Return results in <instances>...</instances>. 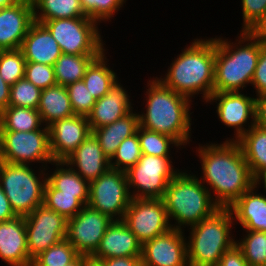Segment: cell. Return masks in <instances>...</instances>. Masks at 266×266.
I'll return each mask as SVG.
<instances>
[{"label": "cell", "instance_id": "obj_1", "mask_svg": "<svg viewBox=\"0 0 266 266\" xmlns=\"http://www.w3.org/2000/svg\"><path fill=\"white\" fill-rule=\"evenodd\" d=\"M196 152L202 163L203 176L200 180L203 184L207 183L210 194L213 190L212 199L220 208H229L254 185V178L237 141L199 145Z\"/></svg>", "mask_w": 266, "mask_h": 266}, {"label": "cell", "instance_id": "obj_2", "mask_svg": "<svg viewBox=\"0 0 266 266\" xmlns=\"http://www.w3.org/2000/svg\"><path fill=\"white\" fill-rule=\"evenodd\" d=\"M214 71L215 38H197L172 61L165 77L158 79L190 100L200 93L206 103L214 92Z\"/></svg>", "mask_w": 266, "mask_h": 266}, {"label": "cell", "instance_id": "obj_3", "mask_svg": "<svg viewBox=\"0 0 266 266\" xmlns=\"http://www.w3.org/2000/svg\"><path fill=\"white\" fill-rule=\"evenodd\" d=\"M146 110L139 114V126L172 137L180 146L191 138V101L165 86L158 77L147 83Z\"/></svg>", "mask_w": 266, "mask_h": 266}, {"label": "cell", "instance_id": "obj_4", "mask_svg": "<svg viewBox=\"0 0 266 266\" xmlns=\"http://www.w3.org/2000/svg\"><path fill=\"white\" fill-rule=\"evenodd\" d=\"M239 35L240 40L237 39L236 43L215 37L214 92H242L251 84L261 52V41L247 31H240Z\"/></svg>", "mask_w": 266, "mask_h": 266}, {"label": "cell", "instance_id": "obj_5", "mask_svg": "<svg viewBox=\"0 0 266 266\" xmlns=\"http://www.w3.org/2000/svg\"><path fill=\"white\" fill-rule=\"evenodd\" d=\"M196 174L179 171L168 183L163 200L173 229L191 227L211 216L220 207ZM185 226V227H184Z\"/></svg>", "mask_w": 266, "mask_h": 266}, {"label": "cell", "instance_id": "obj_6", "mask_svg": "<svg viewBox=\"0 0 266 266\" xmlns=\"http://www.w3.org/2000/svg\"><path fill=\"white\" fill-rule=\"evenodd\" d=\"M234 217L230 208H219L211 216L192 225L187 241L189 266H215L236 242L231 236Z\"/></svg>", "mask_w": 266, "mask_h": 266}, {"label": "cell", "instance_id": "obj_7", "mask_svg": "<svg viewBox=\"0 0 266 266\" xmlns=\"http://www.w3.org/2000/svg\"><path fill=\"white\" fill-rule=\"evenodd\" d=\"M29 166L0 161V186L17 216L25 217L43 204L48 165H42L39 175Z\"/></svg>", "mask_w": 266, "mask_h": 266}, {"label": "cell", "instance_id": "obj_8", "mask_svg": "<svg viewBox=\"0 0 266 266\" xmlns=\"http://www.w3.org/2000/svg\"><path fill=\"white\" fill-rule=\"evenodd\" d=\"M42 24L64 54L100 55L106 50L98 24L88 17L47 20Z\"/></svg>", "mask_w": 266, "mask_h": 266}, {"label": "cell", "instance_id": "obj_9", "mask_svg": "<svg viewBox=\"0 0 266 266\" xmlns=\"http://www.w3.org/2000/svg\"><path fill=\"white\" fill-rule=\"evenodd\" d=\"M0 161L22 165L54 163L48 127L29 132L0 131Z\"/></svg>", "mask_w": 266, "mask_h": 266}, {"label": "cell", "instance_id": "obj_10", "mask_svg": "<svg viewBox=\"0 0 266 266\" xmlns=\"http://www.w3.org/2000/svg\"><path fill=\"white\" fill-rule=\"evenodd\" d=\"M170 159L142 154L139 161L126 172L131 198L163 199L168 183L180 171L173 167Z\"/></svg>", "mask_w": 266, "mask_h": 266}, {"label": "cell", "instance_id": "obj_11", "mask_svg": "<svg viewBox=\"0 0 266 266\" xmlns=\"http://www.w3.org/2000/svg\"><path fill=\"white\" fill-rule=\"evenodd\" d=\"M130 201L128 179L124 171L109 168L103 175L89 182L87 205L113 220H123Z\"/></svg>", "mask_w": 266, "mask_h": 266}, {"label": "cell", "instance_id": "obj_12", "mask_svg": "<svg viewBox=\"0 0 266 266\" xmlns=\"http://www.w3.org/2000/svg\"><path fill=\"white\" fill-rule=\"evenodd\" d=\"M122 221L142 244L172 229L163 199L131 198Z\"/></svg>", "mask_w": 266, "mask_h": 266}, {"label": "cell", "instance_id": "obj_13", "mask_svg": "<svg viewBox=\"0 0 266 266\" xmlns=\"http://www.w3.org/2000/svg\"><path fill=\"white\" fill-rule=\"evenodd\" d=\"M24 219L31 260L66 238L68 220L44 204L38 206Z\"/></svg>", "mask_w": 266, "mask_h": 266}, {"label": "cell", "instance_id": "obj_14", "mask_svg": "<svg viewBox=\"0 0 266 266\" xmlns=\"http://www.w3.org/2000/svg\"><path fill=\"white\" fill-rule=\"evenodd\" d=\"M114 220L89 205L68 219L66 239L80 255L90 257Z\"/></svg>", "mask_w": 266, "mask_h": 266}, {"label": "cell", "instance_id": "obj_15", "mask_svg": "<svg viewBox=\"0 0 266 266\" xmlns=\"http://www.w3.org/2000/svg\"><path fill=\"white\" fill-rule=\"evenodd\" d=\"M255 100L256 98L244 95L241 91L213 92L206 103H217L216 112L221 123L235 128V139L233 136L229 141H238L255 125ZM250 118H252L251 124L248 122ZM247 123L249 127L246 129L244 126Z\"/></svg>", "mask_w": 266, "mask_h": 266}, {"label": "cell", "instance_id": "obj_16", "mask_svg": "<svg viewBox=\"0 0 266 266\" xmlns=\"http://www.w3.org/2000/svg\"><path fill=\"white\" fill-rule=\"evenodd\" d=\"M184 230L171 229L142 244L143 266H189Z\"/></svg>", "mask_w": 266, "mask_h": 266}, {"label": "cell", "instance_id": "obj_17", "mask_svg": "<svg viewBox=\"0 0 266 266\" xmlns=\"http://www.w3.org/2000/svg\"><path fill=\"white\" fill-rule=\"evenodd\" d=\"M54 161H64L92 133L87 116L73 115L48 126Z\"/></svg>", "mask_w": 266, "mask_h": 266}, {"label": "cell", "instance_id": "obj_18", "mask_svg": "<svg viewBox=\"0 0 266 266\" xmlns=\"http://www.w3.org/2000/svg\"><path fill=\"white\" fill-rule=\"evenodd\" d=\"M32 0H21L0 9V50L20 49L28 29L34 22Z\"/></svg>", "mask_w": 266, "mask_h": 266}, {"label": "cell", "instance_id": "obj_19", "mask_svg": "<svg viewBox=\"0 0 266 266\" xmlns=\"http://www.w3.org/2000/svg\"><path fill=\"white\" fill-rule=\"evenodd\" d=\"M141 253L142 243L135 234L122 220H114L89 258L99 261L114 257H141Z\"/></svg>", "mask_w": 266, "mask_h": 266}, {"label": "cell", "instance_id": "obj_20", "mask_svg": "<svg viewBox=\"0 0 266 266\" xmlns=\"http://www.w3.org/2000/svg\"><path fill=\"white\" fill-rule=\"evenodd\" d=\"M0 258L10 266H31L24 216L0 222Z\"/></svg>", "mask_w": 266, "mask_h": 266}, {"label": "cell", "instance_id": "obj_21", "mask_svg": "<svg viewBox=\"0 0 266 266\" xmlns=\"http://www.w3.org/2000/svg\"><path fill=\"white\" fill-rule=\"evenodd\" d=\"M64 163L88 182L97 179L111 168L109 158L103 153L93 133H90Z\"/></svg>", "mask_w": 266, "mask_h": 266}, {"label": "cell", "instance_id": "obj_22", "mask_svg": "<svg viewBox=\"0 0 266 266\" xmlns=\"http://www.w3.org/2000/svg\"><path fill=\"white\" fill-rule=\"evenodd\" d=\"M119 81L100 99H97L87 120L91 131L106 126L127 115L134 108L130 96Z\"/></svg>", "mask_w": 266, "mask_h": 266}, {"label": "cell", "instance_id": "obj_23", "mask_svg": "<svg viewBox=\"0 0 266 266\" xmlns=\"http://www.w3.org/2000/svg\"><path fill=\"white\" fill-rule=\"evenodd\" d=\"M26 62L41 63L54 66L62 55L60 46L50 31L42 24L34 21L28 29L20 48Z\"/></svg>", "mask_w": 266, "mask_h": 266}, {"label": "cell", "instance_id": "obj_24", "mask_svg": "<svg viewBox=\"0 0 266 266\" xmlns=\"http://www.w3.org/2000/svg\"><path fill=\"white\" fill-rule=\"evenodd\" d=\"M255 190L253 185L229 208L244 230L266 232V196Z\"/></svg>", "mask_w": 266, "mask_h": 266}, {"label": "cell", "instance_id": "obj_25", "mask_svg": "<svg viewBox=\"0 0 266 266\" xmlns=\"http://www.w3.org/2000/svg\"><path fill=\"white\" fill-rule=\"evenodd\" d=\"M138 127L139 113H133L132 110L117 121L92 130V133L97 138L103 153L111 160L120 143L135 134Z\"/></svg>", "mask_w": 266, "mask_h": 266}, {"label": "cell", "instance_id": "obj_26", "mask_svg": "<svg viewBox=\"0 0 266 266\" xmlns=\"http://www.w3.org/2000/svg\"><path fill=\"white\" fill-rule=\"evenodd\" d=\"M37 110L42 123L47 127L57 120L75 115L67 88L62 85L43 89Z\"/></svg>", "mask_w": 266, "mask_h": 266}, {"label": "cell", "instance_id": "obj_27", "mask_svg": "<svg viewBox=\"0 0 266 266\" xmlns=\"http://www.w3.org/2000/svg\"><path fill=\"white\" fill-rule=\"evenodd\" d=\"M52 175L47 172V181L60 194L75 195L84 205L89 199V182L84 180L77 172L71 169L64 161H56ZM64 166H66L64 168Z\"/></svg>", "mask_w": 266, "mask_h": 266}, {"label": "cell", "instance_id": "obj_28", "mask_svg": "<svg viewBox=\"0 0 266 266\" xmlns=\"http://www.w3.org/2000/svg\"><path fill=\"white\" fill-rule=\"evenodd\" d=\"M237 142L253 178L266 170V129L255 124Z\"/></svg>", "mask_w": 266, "mask_h": 266}, {"label": "cell", "instance_id": "obj_29", "mask_svg": "<svg viewBox=\"0 0 266 266\" xmlns=\"http://www.w3.org/2000/svg\"><path fill=\"white\" fill-rule=\"evenodd\" d=\"M105 51L90 63L82 79L96 100L108 93L113 85L118 82L116 73L107 64L108 59L105 56Z\"/></svg>", "mask_w": 266, "mask_h": 266}, {"label": "cell", "instance_id": "obj_30", "mask_svg": "<svg viewBox=\"0 0 266 266\" xmlns=\"http://www.w3.org/2000/svg\"><path fill=\"white\" fill-rule=\"evenodd\" d=\"M34 21L87 17L80 0H32ZM40 11V12H39Z\"/></svg>", "mask_w": 266, "mask_h": 266}, {"label": "cell", "instance_id": "obj_31", "mask_svg": "<svg viewBox=\"0 0 266 266\" xmlns=\"http://www.w3.org/2000/svg\"><path fill=\"white\" fill-rule=\"evenodd\" d=\"M98 56L62 53L54 64L57 85L67 87L70 84L81 81L85 75L86 68Z\"/></svg>", "mask_w": 266, "mask_h": 266}, {"label": "cell", "instance_id": "obj_32", "mask_svg": "<svg viewBox=\"0 0 266 266\" xmlns=\"http://www.w3.org/2000/svg\"><path fill=\"white\" fill-rule=\"evenodd\" d=\"M40 113L37 109L22 106H8L0 114V131L29 132L41 129Z\"/></svg>", "mask_w": 266, "mask_h": 266}, {"label": "cell", "instance_id": "obj_33", "mask_svg": "<svg viewBox=\"0 0 266 266\" xmlns=\"http://www.w3.org/2000/svg\"><path fill=\"white\" fill-rule=\"evenodd\" d=\"M43 204L67 220L85 206L75 195L60 194V190L55 189L48 181L44 186Z\"/></svg>", "mask_w": 266, "mask_h": 266}, {"label": "cell", "instance_id": "obj_34", "mask_svg": "<svg viewBox=\"0 0 266 266\" xmlns=\"http://www.w3.org/2000/svg\"><path fill=\"white\" fill-rule=\"evenodd\" d=\"M241 240L235 244L243 252L249 266H266V232L248 231Z\"/></svg>", "mask_w": 266, "mask_h": 266}, {"label": "cell", "instance_id": "obj_35", "mask_svg": "<svg viewBox=\"0 0 266 266\" xmlns=\"http://www.w3.org/2000/svg\"><path fill=\"white\" fill-rule=\"evenodd\" d=\"M79 255L73 245L65 238L36 256L32 260L31 266H66Z\"/></svg>", "mask_w": 266, "mask_h": 266}, {"label": "cell", "instance_id": "obj_36", "mask_svg": "<svg viewBox=\"0 0 266 266\" xmlns=\"http://www.w3.org/2000/svg\"><path fill=\"white\" fill-rule=\"evenodd\" d=\"M138 138L142 154L170 157V146L181 147L172 137L138 127Z\"/></svg>", "mask_w": 266, "mask_h": 266}, {"label": "cell", "instance_id": "obj_37", "mask_svg": "<svg viewBox=\"0 0 266 266\" xmlns=\"http://www.w3.org/2000/svg\"><path fill=\"white\" fill-rule=\"evenodd\" d=\"M141 156L142 151L137 129L135 134L127 137L120 143L115 155L110 160V167L127 172L139 161Z\"/></svg>", "mask_w": 266, "mask_h": 266}, {"label": "cell", "instance_id": "obj_38", "mask_svg": "<svg viewBox=\"0 0 266 266\" xmlns=\"http://www.w3.org/2000/svg\"><path fill=\"white\" fill-rule=\"evenodd\" d=\"M25 65L21 49L0 50V75L10 86L25 78Z\"/></svg>", "mask_w": 266, "mask_h": 266}, {"label": "cell", "instance_id": "obj_39", "mask_svg": "<svg viewBox=\"0 0 266 266\" xmlns=\"http://www.w3.org/2000/svg\"><path fill=\"white\" fill-rule=\"evenodd\" d=\"M41 89L26 78L18 80L10 88L8 106H22L37 109L40 102Z\"/></svg>", "mask_w": 266, "mask_h": 266}, {"label": "cell", "instance_id": "obj_40", "mask_svg": "<svg viewBox=\"0 0 266 266\" xmlns=\"http://www.w3.org/2000/svg\"><path fill=\"white\" fill-rule=\"evenodd\" d=\"M80 3L87 17L100 24L112 19L126 0H80Z\"/></svg>", "mask_w": 266, "mask_h": 266}, {"label": "cell", "instance_id": "obj_41", "mask_svg": "<svg viewBox=\"0 0 266 266\" xmlns=\"http://www.w3.org/2000/svg\"><path fill=\"white\" fill-rule=\"evenodd\" d=\"M66 88L74 114L87 116L91 112L96 99L87 89L83 80L70 84Z\"/></svg>", "mask_w": 266, "mask_h": 266}, {"label": "cell", "instance_id": "obj_42", "mask_svg": "<svg viewBox=\"0 0 266 266\" xmlns=\"http://www.w3.org/2000/svg\"><path fill=\"white\" fill-rule=\"evenodd\" d=\"M25 78L41 90L57 85L54 66L26 62Z\"/></svg>", "mask_w": 266, "mask_h": 266}, {"label": "cell", "instance_id": "obj_43", "mask_svg": "<svg viewBox=\"0 0 266 266\" xmlns=\"http://www.w3.org/2000/svg\"><path fill=\"white\" fill-rule=\"evenodd\" d=\"M243 25L241 31H248L266 12V0H241Z\"/></svg>", "mask_w": 266, "mask_h": 266}, {"label": "cell", "instance_id": "obj_44", "mask_svg": "<svg viewBox=\"0 0 266 266\" xmlns=\"http://www.w3.org/2000/svg\"><path fill=\"white\" fill-rule=\"evenodd\" d=\"M256 96L266 94V42H261V52L251 81Z\"/></svg>", "mask_w": 266, "mask_h": 266}, {"label": "cell", "instance_id": "obj_45", "mask_svg": "<svg viewBox=\"0 0 266 266\" xmlns=\"http://www.w3.org/2000/svg\"><path fill=\"white\" fill-rule=\"evenodd\" d=\"M215 266H249L244 258L241 249L234 244L221 257L219 263Z\"/></svg>", "mask_w": 266, "mask_h": 266}, {"label": "cell", "instance_id": "obj_46", "mask_svg": "<svg viewBox=\"0 0 266 266\" xmlns=\"http://www.w3.org/2000/svg\"><path fill=\"white\" fill-rule=\"evenodd\" d=\"M102 266H143L141 257H114L98 261Z\"/></svg>", "mask_w": 266, "mask_h": 266}, {"label": "cell", "instance_id": "obj_47", "mask_svg": "<svg viewBox=\"0 0 266 266\" xmlns=\"http://www.w3.org/2000/svg\"><path fill=\"white\" fill-rule=\"evenodd\" d=\"M255 124L266 129V94L256 97Z\"/></svg>", "mask_w": 266, "mask_h": 266}, {"label": "cell", "instance_id": "obj_48", "mask_svg": "<svg viewBox=\"0 0 266 266\" xmlns=\"http://www.w3.org/2000/svg\"><path fill=\"white\" fill-rule=\"evenodd\" d=\"M17 217L11 204L0 186V222L8 221Z\"/></svg>", "mask_w": 266, "mask_h": 266}, {"label": "cell", "instance_id": "obj_49", "mask_svg": "<svg viewBox=\"0 0 266 266\" xmlns=\"http://www.w3.org/2000/svg\"><path fill=\"white\" fill-rule=\"evenodd\" d=\"M253 38L266 42V12L247 31Z\"/></svg>", "mask_w": 266, "mask_h": 266}, {"label": "cell", "instance_id": "obj_50", "mask_svg": "<svg viewBox=\"0 0 266 266\" xmlns=\"http://www.w3.org/2000/svg\"><path fill=\"white\" fill-rule=\"evenodd\" d=\"M10 88L0 75V114L8 107L10 99Z\"/></svg>", "mask_w": 266, "mask_h": 266}, {"label": "cell", "instance_id": "obj_51", "mask_svg": "<svg viewBox=\"0 0 266 266\" xmlns=\"http://www.w3.org/2000/svg\"><path fill=\"white\" fill-rule=\"evenodd\" d=\"M262 180V181H261ZM254 186L259 188L258 185H261L263 183L264 185V190H266V170L259 172L255 177H254ZM261 182V183H260Z\"/></svg>", "mask_w": 266, "mask_h": 266}, {"label": "cell", "instance_id": "obj_52", "mask_svg": "<svg viewBox=\"0 0 266 266\" xmlns=\"http://www.w3.org/2000/svg\"><path fill=\"white\" fill-rule=\"evenodd\" d=\"M89 259L90 258L88 256L79 255L73 262H71L70 264H68L66 266H86V262Z\"/></svg>", "mask_w": 266, "mask_h": 266}, {"label": "cell", "instance_id": "obj_53", "mask_svg": "<svg viewBox=\"0 0 266 266\" xmlns=\"http://www.w3.org/2000/svg\"><path fill=\"white\" fill-rule=\"evenodd\" d=\"M21 0H0V9L11 7Z\"/></svg>", "mask_w": 266, "mask_h": 266}, {"label": "cell", "instance_id": "obj_54", "mask_svg": "<svg viewBox=\"0 0 266 266\" xmlns=\"http://www.w3.org/2000/svg\"><path fill=\"white\" fill-rule=\"evenodd\" d=\"M86 266H102L98 261H94L92 259H89L86 262Z\"/></svg>", "mask_w": 266, "mask_h": 266}]
</instances>
